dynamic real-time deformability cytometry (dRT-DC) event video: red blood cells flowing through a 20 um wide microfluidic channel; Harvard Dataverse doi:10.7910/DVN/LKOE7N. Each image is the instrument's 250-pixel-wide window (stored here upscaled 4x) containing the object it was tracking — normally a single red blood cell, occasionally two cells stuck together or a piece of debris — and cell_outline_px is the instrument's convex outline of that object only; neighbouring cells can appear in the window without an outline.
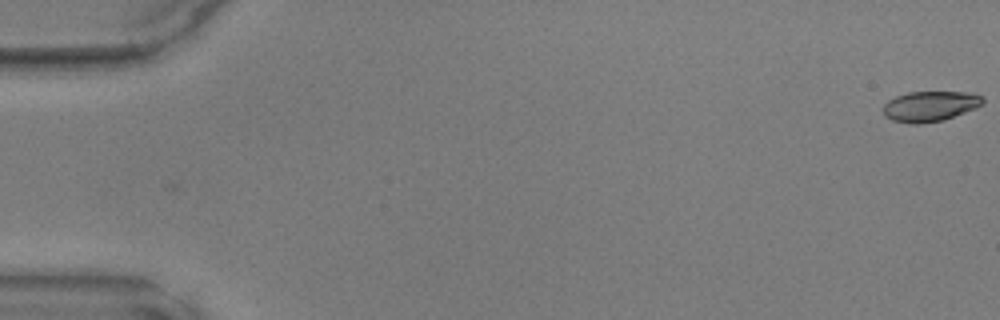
{"species": "common noctule bat (a hibernating species)", "species_latin": "Nyctalus noctula", "temperature_condition": "warm", "stored_images_in_passage": 49, "camera_frame_rate_fps": 3000, "um_per_image_px": 0.085, "animal": {"sex": "male", "body_mass_g": 17.9, "forearm_length_mm": 54.2}, "frame": {"image": 1, "passage_image": 1, "time_ms": 0.0, "image_size_px": [1000, 320], "cell_outline_px": [[984, 104], [976, 108], [944, 120], [920, 124], [908, 124], [892, 120], [884, 116], [884, 104], [888, 100], [896, 96], [908, 92], [968, 92], [984, 96]], "centroid_in_image_um": [79.07, 9.03], "position_along_channel_um": 5.9, "area_um2": 17.8}}
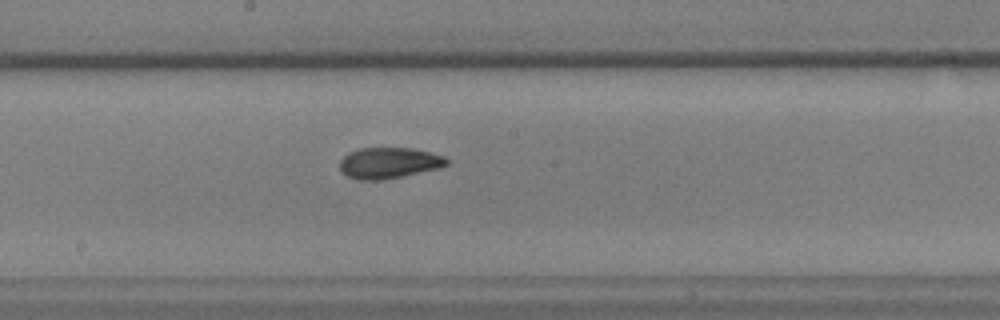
{"frame": {"image": 2, "passage_image": 27, "time_ms": 8.667, "image_size_px": [1000, 320], "cell_outline_px": [[448, 164], [440, 168], [380, 180], [356, 180], [340, 172], [340, 160], [348, 152], [360, 148], [412, 148], [432, 152], [444, 156], [448, 160]], "centroid_in_image_um": [33.04, 13.84], "position_along_channel_um": 215.2, "area_um2": 19.36}}
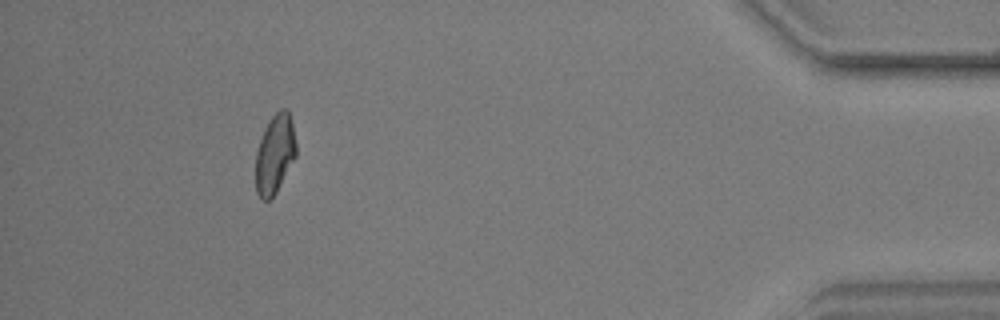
{"frame": {"image": 3, "passage_image": 45, "time_ms": 14.667, "image_size_px": [1000, 320], "cell_outline_px": [[296, 156], [276, 192], [268, 200], [260, 200], [256, 192], [256, 152], [260, 140], [272, 116], [280, 108], [288, 108], [292, 124], [296, 144]], "centroid_in_image_um": [23.36, 13.1], "position_along_channel_um": 411.8, "area_um2": 18.44}}